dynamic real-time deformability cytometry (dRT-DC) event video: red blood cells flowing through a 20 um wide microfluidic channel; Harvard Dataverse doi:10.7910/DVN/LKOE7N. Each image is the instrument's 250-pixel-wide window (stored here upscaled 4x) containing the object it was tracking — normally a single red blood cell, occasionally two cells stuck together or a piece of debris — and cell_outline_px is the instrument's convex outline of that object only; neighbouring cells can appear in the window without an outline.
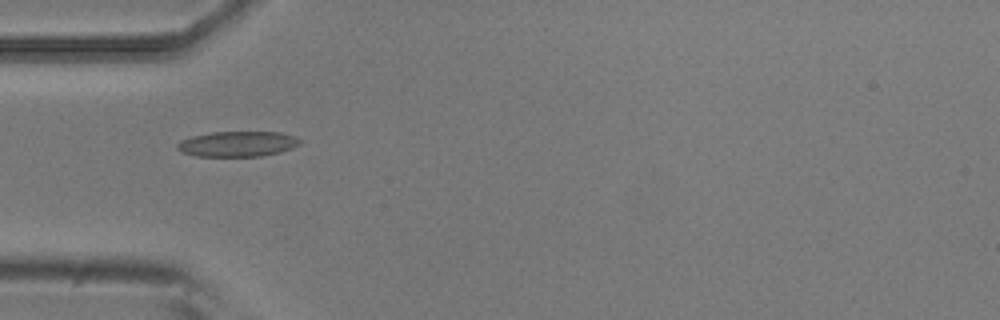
{"species": "common noctule bat (a hibernating species)", "species_latin": "Nyctalus noctula", "temperature_condition": "room temperature", "stored_images_in_passage": 7, "camera_frame_rate_fps": 3000, "um_per_image_px": 0.085, "animal": {"sex": "male", "body_mass_g": 20.5, "forearm_length_mm": 52.5}, "frame": {"image": 1, "passage_image": 5, "time_ms": 1.333, "image_size_px": [1000, 320], "cell_outline_px": [[304, 140], [300, 144], [292, 148], [280, 152], [260, 156], [196, 156], [180, 152], [176, 148], [176, 144], [180, 140], [192, 136], [212, 132], [280, 132], [296, 136]], "centroid_in_image_um": [20.2, 12.23], "position_along_channel_um": 64.8, "area_um2": 18.32}}
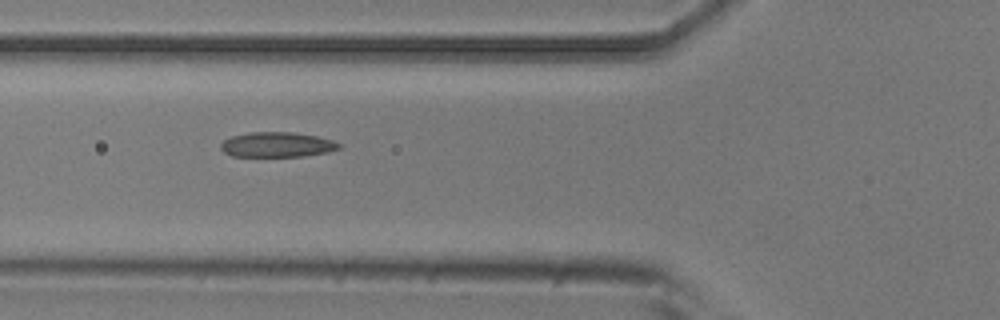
{"frame": {"image": 2, "passage_image": 6, "time_ms": 1.667, "image_size_px": [1000, 320], "cell_outline_px": [[340, 148], [328, 152], [304, 156], [232, 156], [224, 152], [220, 148], [220, 144], [224, 140], [232, 136], [252, 132], [292, 132], [316, 136], [332, 140], [340, 144]], "centroid_in_image_um": [23.54, 12.29], "position_along_channel_um": 102.3, "area_um2": 17.11}}
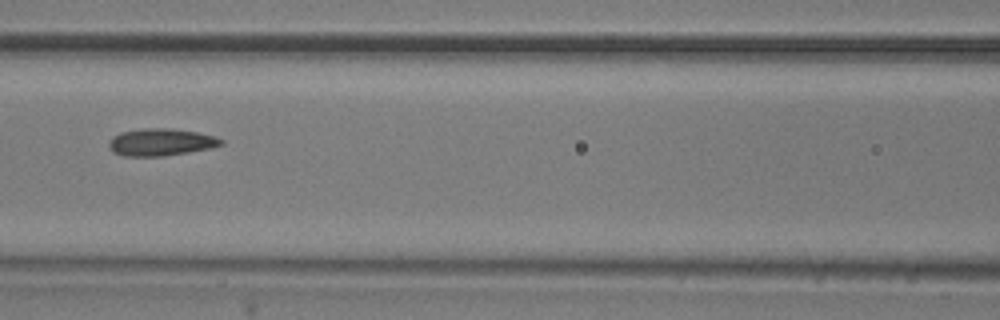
{"frame": {"image": 3, "passage_image": 7, "time_ms": 2.0, "image_size_px": [1000, 320], "cell_outline_px": [[224, 144], [212, 148], [164, 156], [124, 156], [112, 152], [108, 148], [108, 140], [112, 136], [120, 132], [140, 128], [172, 128], [196, 132], [216, 136], [224, 140]], "centroid_in_image_um": [13.65, 12.08], "position_along_channel_um": 152.9, "area_um2": 18.15}}